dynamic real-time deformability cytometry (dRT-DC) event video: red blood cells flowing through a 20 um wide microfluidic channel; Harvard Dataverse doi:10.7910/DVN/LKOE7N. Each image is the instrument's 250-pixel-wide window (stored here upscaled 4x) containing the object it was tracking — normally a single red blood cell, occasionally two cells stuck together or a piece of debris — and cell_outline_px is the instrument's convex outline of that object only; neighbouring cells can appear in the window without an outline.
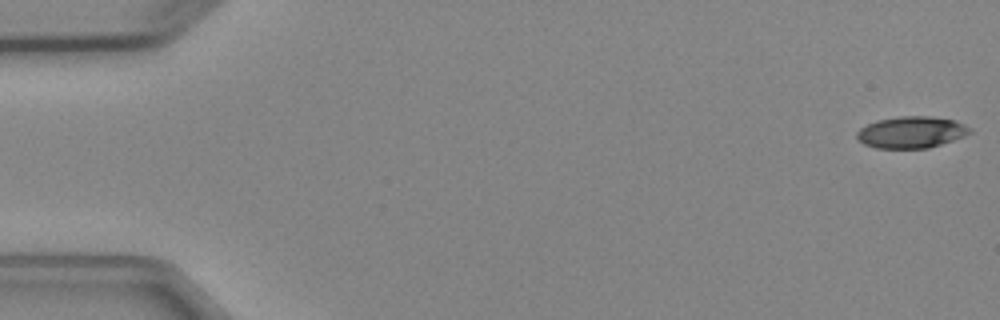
{"species": "Egyptian fruit bat (a non-hibernating species)", "species_latin": "Rousettus aegyptiacus", "temperature_condition": "cold", "stored_images_in_passage": 6, "camera_frame_rate_fps": 3000, "um_per_image_px": 0.085, "animal": {"sex": "female"}, "frame": {"image": 1, "passage_image": 1, "time_ms": 0.0, "image_size_px": [1000, 320], "cell_outline_px": [[972, 132], [964, 136], [928, 148], [876, 148], [864, 144], [856, 140], [856, 132], [860, 128], [876, 120], [900, 116], [928, 116], [956, 120], [972, 128]], "centroid_in_image_um": [77.45, 11.23], "position_along_channel_um": 7.6, "area_um2": 20.92}}
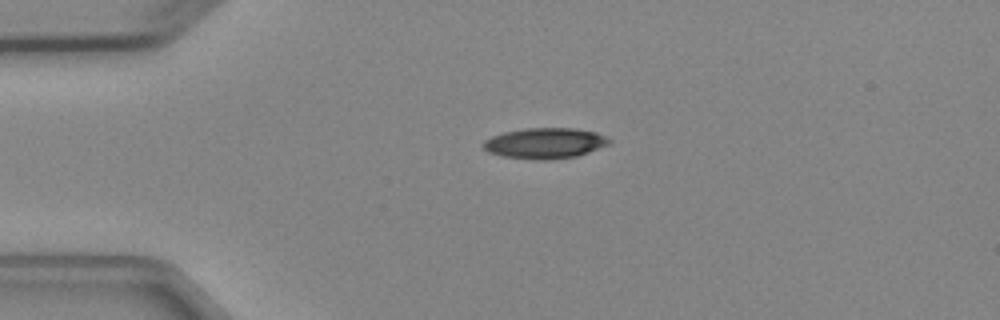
{"frame": {"image": 2, "passage_image": 4, "time_ms": 3.667, "image_size_px": [1000, 320], "cell_outline_px": [[612, 144], [576, 156], [544, 160], [536, 160], [500, 156], [488, 152], [484, 148], [484, 140], [492, 136], [504, 132], [528, 128], [572, 128], [596, 132], [612, 140]], "centroid_in_image_um": [46.33, 12.17], "position_along_channel_um": 38.7, "area_um2": 22.48}}
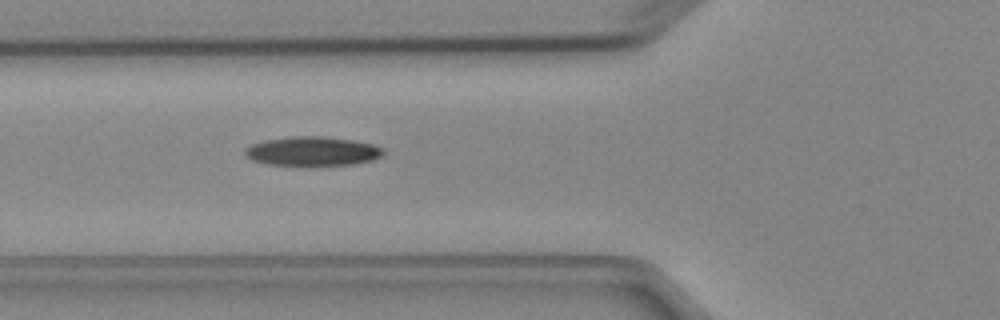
{"frame": {"image": 3, "passage_image": 6, "time_ms": 6.0, "image_size_px": [1000, 320], "cell_outline_px": [[384, 152], [380, 156], [372, 160], [352, 164], [316, 168], [308, 168], [264, 164], [252, 160], [244, 156], [244, 148], [252, 144], [264, 140], [292, 136], [324, 136], [352, 140], [372, 144], [384, 148]], "centroid_in_image_um": [26.5, 12.9], "position_along_channel_um": 99.3, "area_um2": 24.62}}